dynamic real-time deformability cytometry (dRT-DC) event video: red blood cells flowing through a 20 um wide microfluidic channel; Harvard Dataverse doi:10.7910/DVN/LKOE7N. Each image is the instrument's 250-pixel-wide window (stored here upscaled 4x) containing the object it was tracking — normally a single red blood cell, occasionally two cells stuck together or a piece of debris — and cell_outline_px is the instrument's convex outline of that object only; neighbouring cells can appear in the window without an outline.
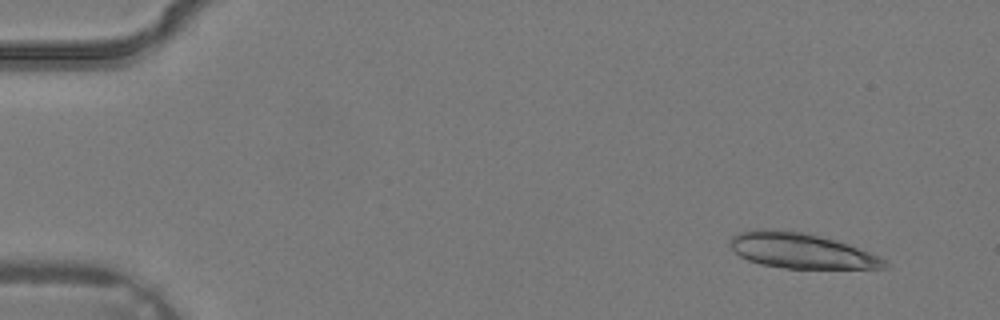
{"species": "common noctule bat (a hibernating species)", "species_latin": "Nyctalus noctula", "temperature_condition": "warm", "stored_images_in_passage": 3, "camera_frame_rate_fps": 3000, "um_per_image_px": 0.085, "animal": {"sex": "male", "body_mass_g": 19.2, "forearm_length_mm": 51.8}, "frame": {"image": 1, "passage_image": 1, "time_ms": 0.0, "image_size_px": [1000, 320], "cell_outline_px": [[888, 268], [784, 268], [760, 264], [748, 260], [740, 256], [728, 244], [732, 236], [736, 232], [756, 228], [764, 228], [800, 232], [836, 240], [848, 244], [888, 260]], "centroid_in_image_um": [68.05, 21.3], "position_along_channel_um": 17.0, "area_um2": 31.67}}